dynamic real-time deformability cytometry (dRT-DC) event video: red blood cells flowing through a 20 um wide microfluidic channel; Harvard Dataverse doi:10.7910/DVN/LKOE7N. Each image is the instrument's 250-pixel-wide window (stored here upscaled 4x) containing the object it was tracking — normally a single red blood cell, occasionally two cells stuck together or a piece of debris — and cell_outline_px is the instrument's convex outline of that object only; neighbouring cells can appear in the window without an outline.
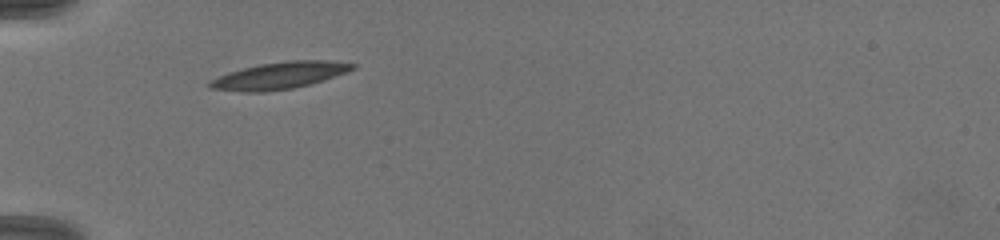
{"species": "common noctule bat (a hibernating species)", "species_latin": "Nyctalus noctula", "temperature_condition": "warm", "stored_images_in_passage": 54, "camera_frame_rate_fps": 3000, "um_per_image_px": 0.085, "animal": {"sex": "female", "body_mass_g": 19.5, "forearm_length_mm": 54.1}, "frame": {"image": 1, "passage_image": 1, "time_ms": 0.0, "image_size_px": [1000, 240], "cell_outline_px": [[356, 68], [324, 80], [292, 88], [264, 92], [244, 92], [208, 88], [208, 80], [244, 68], [260, 64], [288, 60], [328, 60], [356, 64]], "centroid_in_image_um": [23.75, 6.42], "position_along_channel_um": 61.2, "area_um2": 22.14}}
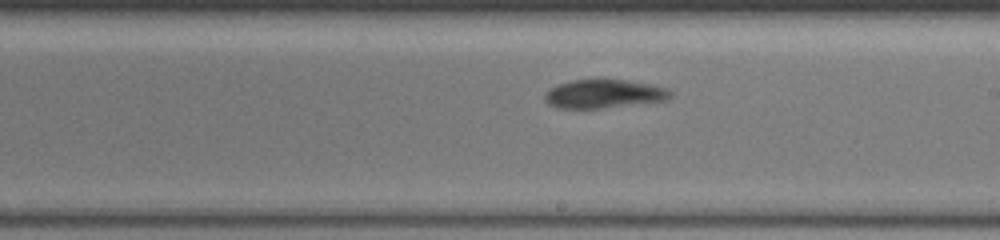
{"frame": {"image": 2, "passage_image": 27, "time_ms": 4.667, "image_size_px": [1000, 240], "cell_outline_px": [[672, 96], [664, 100], [600, 108], [556, 108], [548, 104], [544, 100], [544, 92], [556, 84], [572, 80], [596, 76], [600, 76], [628, 80], [652, 84], [664, 88], [672, 92]], "centroid_in_image_um": [51.24, 7.92], "position_along_channel_um": 237.8, "area_um2": 21.68}}
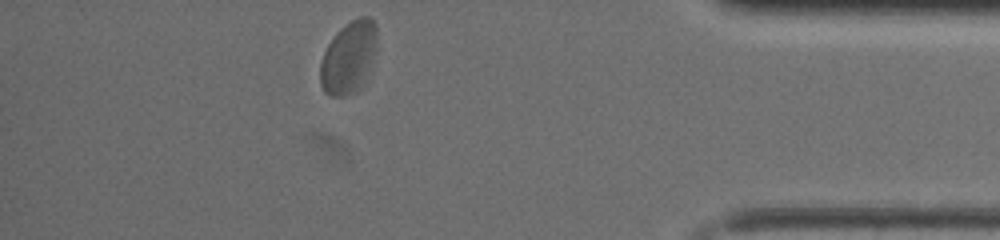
{"frame": {"image": 3, "passage_image": 45, "time_ms": 9.667, "image_size_px": [1000, 240], "cell_outline_px": [[376, 44], [364, 80], [356, 92], [344, 96], [328, 96], [324, 92], [320, 84], [320, 64], [324, 52], [328, 44], [336, 32], [340, 28], [352, 20], [360, 16], [372, 16], [376, 24]], "centroid_in_image_um": [29.6, 4.86], "position_along_channel_um": 405.6, "area_um2": 23.64}}